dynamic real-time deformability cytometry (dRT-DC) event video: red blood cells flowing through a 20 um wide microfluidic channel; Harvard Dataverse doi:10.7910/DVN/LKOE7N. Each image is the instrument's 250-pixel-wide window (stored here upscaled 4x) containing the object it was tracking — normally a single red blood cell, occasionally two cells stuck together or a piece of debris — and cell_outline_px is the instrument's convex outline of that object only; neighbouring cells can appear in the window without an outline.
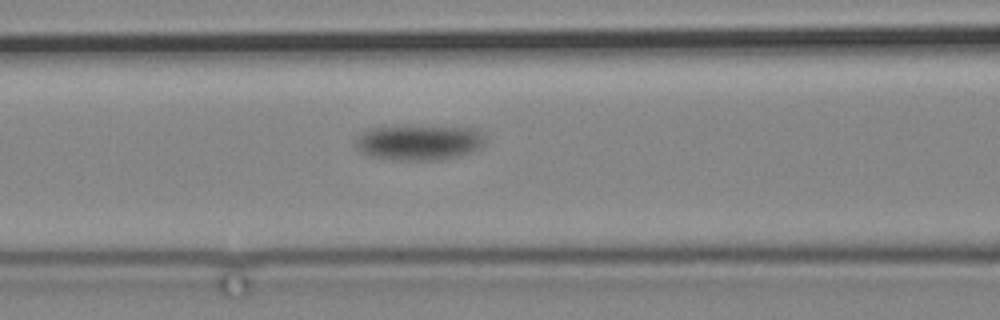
{"species": "common noctule bat (a hibernating species)", "species_latin": "Nyctalus noctula", "temperature_condition": "cold", "stored_images_in_passage": 4, "camera_frame_rate_fps": 3000, "um_per_image_px": 0.085, "animal": {"sex": "male", "body_mass_g": 19.2, "forearm_length_mm": 51.8}, "frame": {"image": 1, "passage_image": 4, "time_ms": 3.667, "image_size_px": [1000, 320], "cell_outline_px": [[488, 140], [480, 148], [472, 152], [460, 156], [440, 160], [392, 160], [368, 156], [360, 152], [356, 148], [356, 140], [364, 132], [372, 128], [476, 128]], "centroid_in_image_um": [35.66, 12.16], "position_along_channel_um": 130.9, "area_um2": 26.13}}